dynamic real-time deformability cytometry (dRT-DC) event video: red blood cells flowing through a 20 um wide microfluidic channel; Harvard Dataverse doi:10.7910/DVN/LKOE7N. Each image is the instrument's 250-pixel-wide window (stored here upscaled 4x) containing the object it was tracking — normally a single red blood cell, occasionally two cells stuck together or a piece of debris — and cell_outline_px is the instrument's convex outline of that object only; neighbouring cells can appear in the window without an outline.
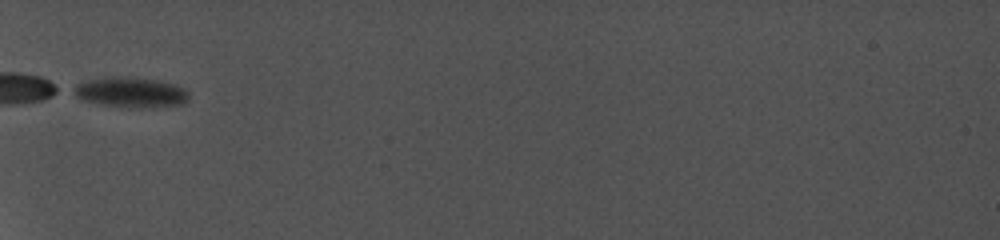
{"species": "common noctule bat (a hibernating species)", "species_latin": "Nyctalus noctula", "temperature_condition": "cold", "stored_images_in_passage": 32, "camera_frame_rate_fps": 5000, "um_per_image_px": 0.085, "animal": {"sex": "female", "body_mass_g": 19.0, "forearm_length_mm": 56.7}, "frame": {"image": 1, "passage_image": 1, "time_ms": 0.0, "image_size_px": [1000, 240], "cell_outline_px": [[188, 96], [184, 100], [176, 104], [104, 104], [84, 100], [68, 92], [68, 88], [76, 84], [92, 80], [152, 80], [168, 84], [180, 88]], "centroid_in_image_um": [10.89, 7.84], "position_along_channel_um": 74.1, "area_um2": 17.28}}
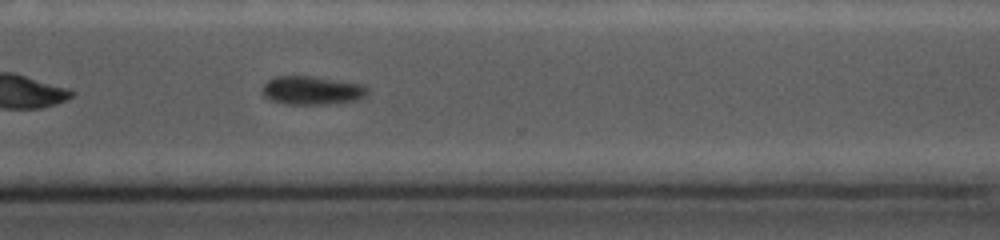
{"frame": {"image": 2, "passage_image": 26, "time_ms": 7.4, "image_size_px": [1000, 240], "cell_outline_px": [[368, 92], [364, 96], [356, 100], [336, 104], [288, 104], [272, 100], [264, 96], [264, 84], [268, 80], [276, 76], [312, 76], [364, 84], [368, 88]], "centroid_in_image_um": [26.57, 7.68], "position_along_channel_um": 344.0, "area_um2": 17.46}}
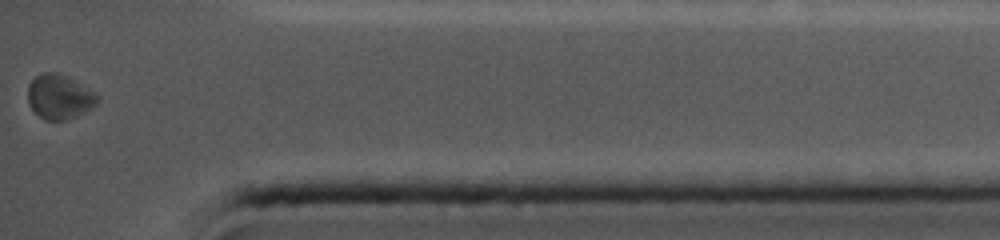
{"frame": {"image": 3, "passage_image": 32, "time_ms": 9.8, "image_size_px": [1000, 240], "cell_outline_px": [[100, 96], [96, 104], [64, 120], [44, 120], [28, 104], [28, 84], [36, 76], [44, 72], [52, 72], [64, 76], [96, 92]], "centroid_in_image_um": [5.01, 8.22], "position_along_channel_um": 430.2, "area_um2": 17.46}}